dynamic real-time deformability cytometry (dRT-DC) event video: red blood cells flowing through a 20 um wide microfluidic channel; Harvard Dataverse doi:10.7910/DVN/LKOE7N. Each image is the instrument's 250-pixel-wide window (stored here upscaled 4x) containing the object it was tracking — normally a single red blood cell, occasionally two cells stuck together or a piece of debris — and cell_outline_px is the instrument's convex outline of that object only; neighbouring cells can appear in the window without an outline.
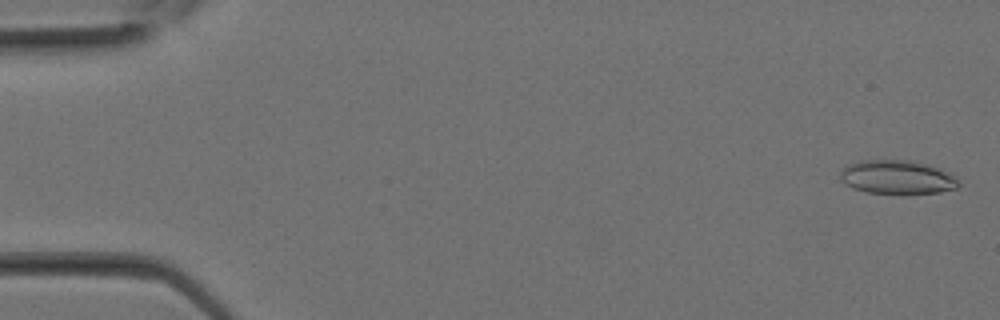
{"species": "Egyptian fruit bat (a non-hibernating species)", "species_latin": "Rousettus aegyptiacus", "temperature_condition": "room temperature", "stored_images_in_passage": 8, "camera_frame_rate_fps": 3000, "um_per_image_px": 0.085, "animal": {"sex": "female"}, "frame": {"image": 1, "passage_image": 1, "time_ms": 0.0, "image_size_px": [1000, 320], "cell_outline_px": [[960, 184], [956, 188], [940, 192], [864, 192], [852, 188], [844, 184], [840, 180], [840, 172], [844, 164], [860, 160], [908, 160], [940, 168], [956, 176]], "centroid_in_image_um": [76.2, 15.03], "position_along_channel_um": 8.8, "area_um2": 23.18}}